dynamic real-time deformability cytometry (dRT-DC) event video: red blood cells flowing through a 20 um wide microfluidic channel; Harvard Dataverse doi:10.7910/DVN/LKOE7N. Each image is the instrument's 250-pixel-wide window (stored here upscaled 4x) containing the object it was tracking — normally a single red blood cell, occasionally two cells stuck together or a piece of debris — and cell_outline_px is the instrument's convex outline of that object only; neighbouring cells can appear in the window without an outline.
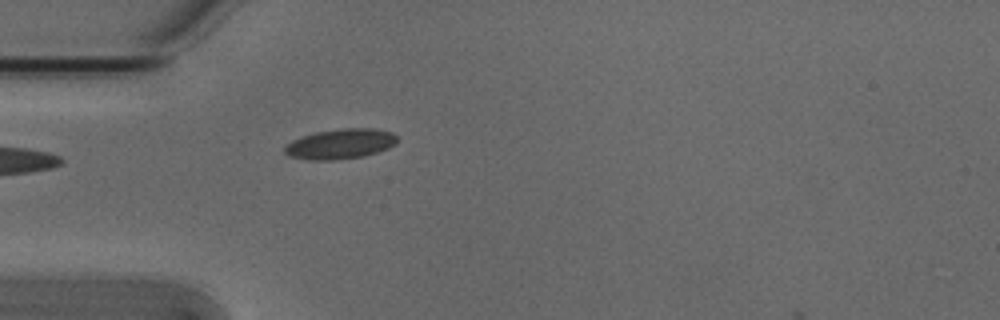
{"species": "Egyptian fruit bat (a non-hibernating species)", "species_latin": "Rousettus aegyptiacus", "temperature_condition": "cold", "stored_images_in_passage": 4, "camera_frame_rate_fps": 3000, "um_per_image_px": 0.085, "animal": {"sex": "male"}, "frame": {"image": 1, "passage_image": 4, "time_ms": 1.0, "image_size_px": [1000, 320], "cell_outline_px": [[396, 144], [388, 148], [376, 152], [360, 156], [332, 160], [312, 160], [288, 156], [284, 152], [284, 148], [292, 140], [316, 132], [340, 128], [376, 128], [392, 132], [396, 136]], "centroid_in_image_um": [28.93, 12.22], "position_along_channel_um": 56.1, "area_um2": 19.54}}